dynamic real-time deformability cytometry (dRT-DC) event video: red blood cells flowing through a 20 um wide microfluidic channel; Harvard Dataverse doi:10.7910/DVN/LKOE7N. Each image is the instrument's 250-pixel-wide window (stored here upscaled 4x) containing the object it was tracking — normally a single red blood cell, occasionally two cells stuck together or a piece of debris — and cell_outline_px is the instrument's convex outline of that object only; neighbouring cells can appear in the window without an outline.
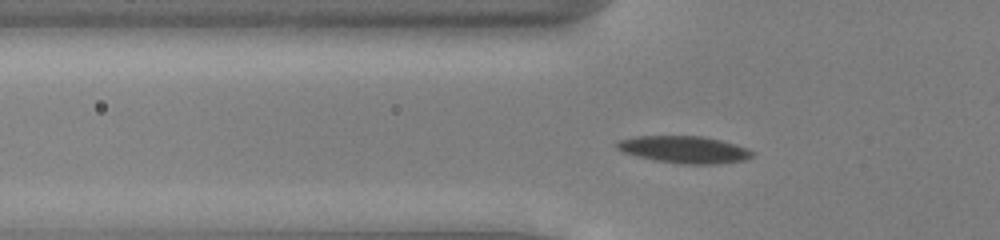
{"species": "common noctule bat (a hibernating species)", "species_latin": "Nyctalus noctula", "temperature_condition": "cold", "stored_images_in_passage": 32, "camera_frame_rate_fps": 3000, "um_per_image_px": 0.085, "animal": {"sex": "male", "body_mass_g": 13.0, "forearm_length_mm": 53.1}, "frame": {"image": 1, "passage_image": 2, "time_ms": 0.333, "image_size_px": [1000, 240], "cell_outline_px": [[756, 152], [752, 156], [744, 160], [716, 164], [680, 164], [656, 160], [624, 152], [616, 148], [616, 140], [636, 136], [704, 136], [736, 144], [748, 148]], "centroid_in_image_um": [58.19, 12.7], "position_along_channel_um": 67.6, "area_um2": 21.39}}
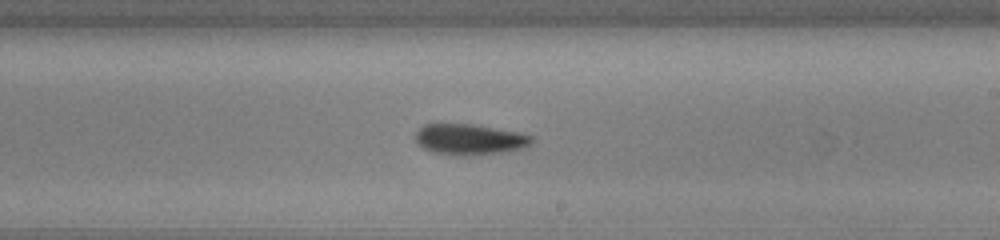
{"frame": {"image": 2, "passage_image": 16, "time_ms": 5.0, "image_size_px": [1000, 240], "cell_outline_px": [[532, 144], [524, 148], [500, 152], [464, 156], [460, 156], [432, 152], [416, 144], [416, 132], [424, 124], [476, 124], [520, 132], [532, 136]], "centroid_in_image_um": [39.92, 11.84], "position_along_channel_um": 249.1, "area_um2": 20.98}}
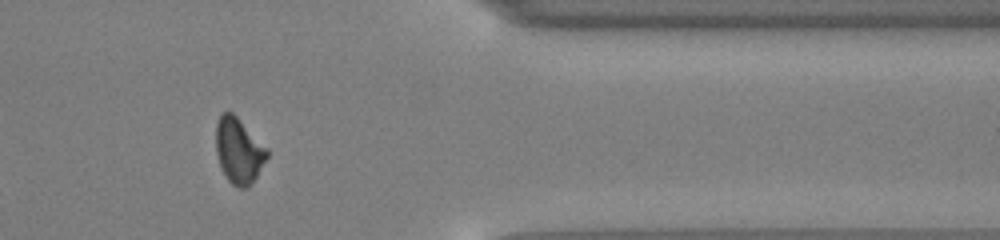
{"frame": {"image": 3, "passage_image": 28, "time_ms": 9.0, "image_size_px": [1000, 240], "cell_outline_px": [[268, 156], [256, 176], [248, 188], [240, 188], [232, 184], [228, 180], [220, 168], [216, 152], [216, 124], [220, 112], [232, 112], [268, 148]], "centroid_in_image_um": [20.28, 12.8], "position_along_channel_um": 391.1, "area_um2": 19.54}, "authors_computed_cell_mechanics": {"area_um2": 20.6057, "velocity_mm_per_s": 3.9304, "shape_relaxation_time_tau1_ms": 7.9919, "shape_relaxation_time_tau2_ms": null, "deformation_change_tau1": 0.1877, "deformation_change_tau2": null}}